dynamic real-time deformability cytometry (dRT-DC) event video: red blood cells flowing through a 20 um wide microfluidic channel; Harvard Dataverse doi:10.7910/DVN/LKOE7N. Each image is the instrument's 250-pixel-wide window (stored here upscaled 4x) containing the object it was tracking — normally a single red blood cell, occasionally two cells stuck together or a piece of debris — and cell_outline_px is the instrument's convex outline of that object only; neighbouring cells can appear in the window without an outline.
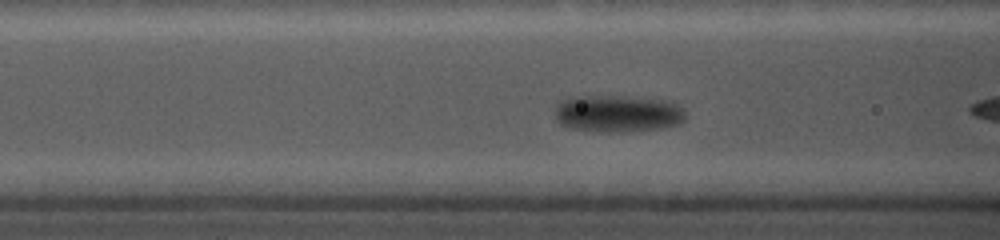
{"species": "common noctule bat (a hibernating species)", "species_latin": "Nyctalus noctula", "temperature_condition": "cold", "stored_images_in_passage": 18, "camera_frame_rate_fps": 5000, "um_per_image_px": 0.085, "animal": {"sex": "female", "body_mass_g": 19.0, "forearm_length_mm": 56.7}, "frame": {"image": 1, "passage_image": 16, "time_ms": 3.0, "image_size_px": [1000, 240], "cell_outline_px": [[684, 120], [676, 124], [660, 128], [616, 132], [608, 132], [568, 128], [560, 124], [556, 120], [556, 104], [560, 100], [568, 96], [624, 96], [664, 100], [680, 104], [684, 108]], "centroid_in_image_um": [52.46, 9.63], "position_along_channel_um": 114.1, "area_um2": 28.32}}